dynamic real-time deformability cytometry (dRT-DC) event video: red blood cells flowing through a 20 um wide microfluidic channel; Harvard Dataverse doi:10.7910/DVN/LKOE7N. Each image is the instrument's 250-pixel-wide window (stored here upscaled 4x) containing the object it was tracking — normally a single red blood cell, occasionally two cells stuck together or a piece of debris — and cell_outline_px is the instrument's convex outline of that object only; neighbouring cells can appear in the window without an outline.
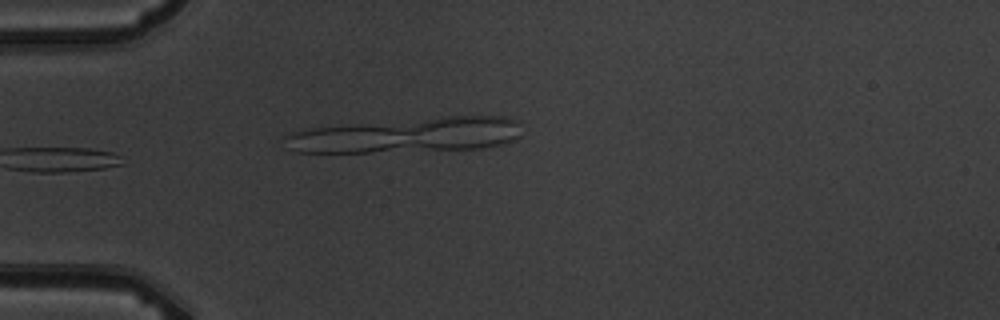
{"species": "common noctule bat (a hibernating species)", "species_latin": "Nyctalus noctula", "temperature_condition": "warm", "stored_images_in_passage": 6, "camera_frame_rate_fps": 3000, "um_per_image_px": 0.085, "animal": {"sex": "male", "body_mass_g": 19.5, "forearm_length_mm": 54.6}, "frame": {"image": 1, "passage_image": 6, "time_ms": 5.667, "image_size_px": [1000, 320], "cell_outline_px": [[520, 136], [516, 140], [504, 144], [480, 148], [368, 152], [296, 152], [288, 148], [284, 136], [292, 132], [304, 128], [440, 116], [504, 116], [516, 120]], "centroid_in_image_um": [34.59, 11.47], "position_along_channel_um": 50.4, "area_um2": 48.38}}